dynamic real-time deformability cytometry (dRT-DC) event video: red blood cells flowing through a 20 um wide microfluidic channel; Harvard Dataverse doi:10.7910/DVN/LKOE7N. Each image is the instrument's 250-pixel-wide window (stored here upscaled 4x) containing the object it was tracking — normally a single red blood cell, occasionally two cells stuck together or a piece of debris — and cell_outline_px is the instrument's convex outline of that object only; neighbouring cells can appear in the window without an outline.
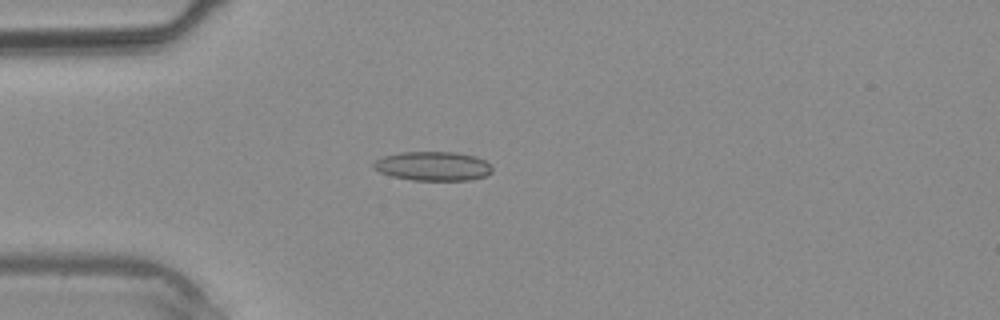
{"species": "common noctule bat (a hibernating species)", "species_latin": "Nyctalus noctula", "temperature_condition": "warm", "stored_images_in_passage": 8, "camera_frame_rate_fps": 3000, "um_per_image_px": 0.085, "animal": {"sex": "male", "body_mass_g": 20.4}, "frame": {"image": 1, "passage_image": 1, "time_ms": 0.0, "image_size_px": [1000, 320], "cell_outline_px": [[492, 172], [488, 176], [468, 180], [412, 180], [392, 176], [380, 172], [372, 168], [372, 164], [376, 160], [384, 156], [400, 152], [456, 152], [476, 156], [484, 160], [492, 168]], "centroid_in_image_um": [36.8, 14.12], "position_along_channel_um": 48.2, "area_um2": 20.23}}